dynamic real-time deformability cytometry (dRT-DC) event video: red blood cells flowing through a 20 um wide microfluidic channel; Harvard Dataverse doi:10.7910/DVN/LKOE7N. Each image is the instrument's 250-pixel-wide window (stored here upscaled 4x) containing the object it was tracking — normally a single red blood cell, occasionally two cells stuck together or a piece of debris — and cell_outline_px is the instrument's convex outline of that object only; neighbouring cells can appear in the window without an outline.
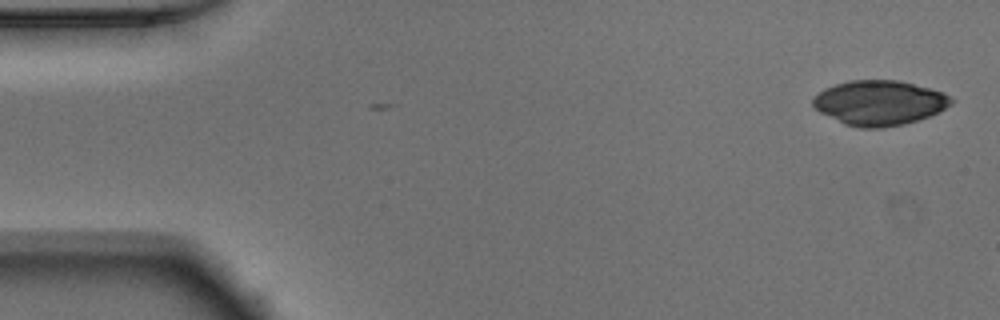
{"species": "Egyptian fruit bat (a non-hibernating species)", "species_latin": "Rousettus aegyptiacus", "temperature_condition": "warm", "stored_images_in_passage": 2, "camera_frame_rate_fps": 3000, "um_per_image_px": 0.085, "animal": {"sex": "male"}, "frame": {"image": 1, "passage_image": 2, "time_ms": 0.333, "image_size_px": [1000, 320], "cell_outline_px": [[956, 100], [952, 104], [928, 116], [904, 124], [884, 128], [860, 128], [844, 124], [820, 112], [812, 104], [812, 100], [824, 88], [848, 80], [900, 80], [944, 92]], "centroid_in_image_um": [74.76, 8.73], "position_along_channel_um": 10.2, "area_um2": 36.07}}